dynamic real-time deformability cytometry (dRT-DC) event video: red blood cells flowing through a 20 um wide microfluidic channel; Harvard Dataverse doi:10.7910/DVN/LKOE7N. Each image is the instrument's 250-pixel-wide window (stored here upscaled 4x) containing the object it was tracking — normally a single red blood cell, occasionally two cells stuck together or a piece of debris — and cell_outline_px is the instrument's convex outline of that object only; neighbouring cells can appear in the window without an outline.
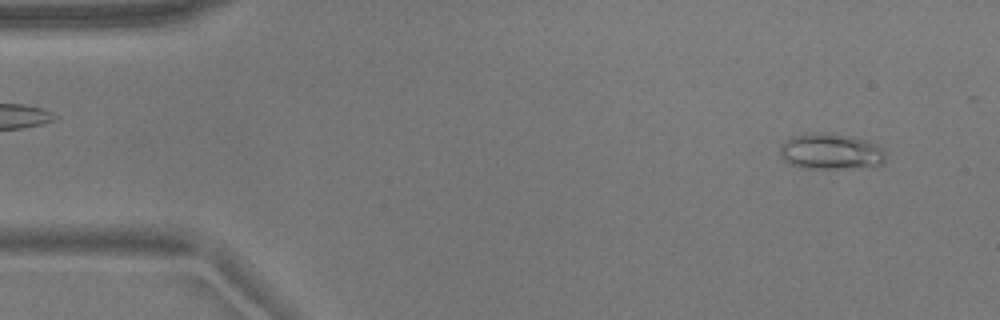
{"species": "common noctule bat (a hibernating species)", "species_latin": "Nyctalus noctula", "temperature_condition": "warm", "stored_images_in_passage": 53, "camera_frame_rate_fps": 3000, "um_per_image_px": 0.085, "animal": {"sex": "male", "body_mass_g": 17.9}, "frame": {"image": 1, "passage_image": 4, "time_ms": 1.0, "image_size_px": [1000, 320], "cell_outline_px": [[884, 160], [876, 168], [804, 168], [788, 164], [780, 156], [780, 144], [796, 136], [828, 132], [852, 136], [868, 140], [880, 148], [884, 152]], "centroid_in_image_um": [70.64, 12.9], "position_along_channel_um": 14.4, "area_um2": 22.14}}
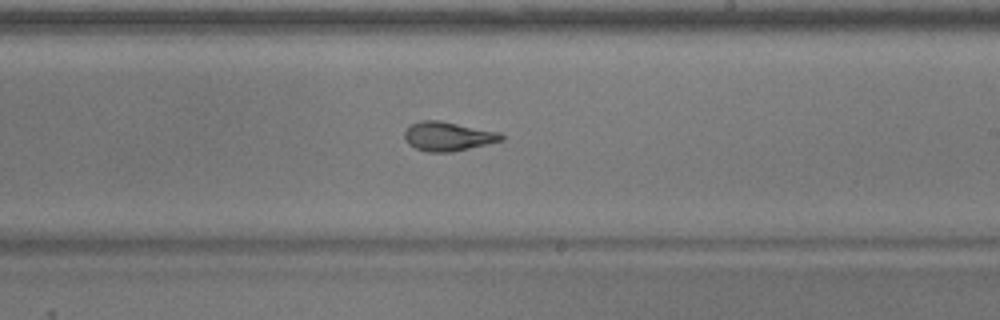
{"frame": {"image": 2, "passage_image": 31, "time_ms": 10.0, "image_size_px": [1000, 320], "cell_outline_px": [[504, 140], [452, 152], [424, 152], [408, 144], [404, 136], [404, 132], [412, 124], [420, 120], [440, 120], [500, 132], [504, 136]], "centroid_in_image_um": [38.08, 11.59], "position_along_channel_um": 250.9, "area_um2": 16.47}}
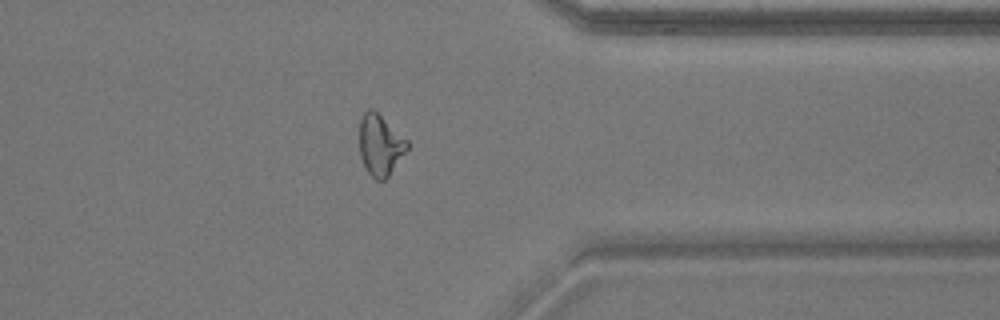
{"frame": {"image": 3, "passage_image": 42, "time_ms": 13.667, "image_size_px": [1000, 320], "cell_outline_px": [[408, 148], [388, 176], [384, 180], [376, 180], [368, 172], [360, 156], [360, 116], [368, 108], [372, 108], [408, 140]], "centroid_in_image_um": [32.3, 12.3], "position_along_channel_um": 379.1, "area_um2": 16.76}, "authors_computed_cell_mechanics": {"area_um2": 17.34, "velocity_mm_per_s": 3.7458, "shape_relaxation_time_tau1_ms": 5.179, "shape_relaxation_time_tau2_ms": 1.6667, "deformation_change_tau1": 0.1722, "deformation_change_tau2": 0.0908}}